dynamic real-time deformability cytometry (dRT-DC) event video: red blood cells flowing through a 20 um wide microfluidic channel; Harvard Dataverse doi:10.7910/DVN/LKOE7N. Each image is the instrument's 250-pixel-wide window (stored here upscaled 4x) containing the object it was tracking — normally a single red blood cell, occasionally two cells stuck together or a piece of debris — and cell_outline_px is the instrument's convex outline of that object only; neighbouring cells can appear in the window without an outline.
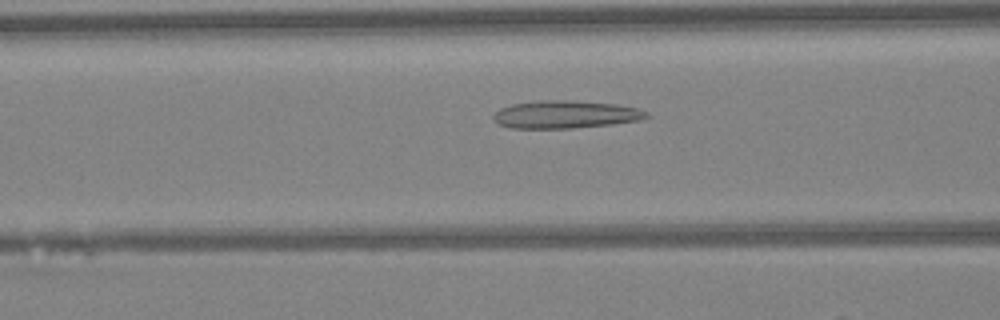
{"species": "Egyptian fruit bat (a non-hibernating species)", "species_latin": "Rousettus aegyptiacus", "temperature_condition": "warm", "stored_images_in_passage": 32, "camera_frame_rate_fps": 3000, "um_per_image_px": 0.085, "animal": {"sex": "female"}, "frame": {"image": 1, "passage_image": 12, "time_ms": 3.667, "image_size_px": [1000, 320], "cell_outline_px": [[652, 116], [640, 120], [612, 124], [572, 128], [508, 128], [492, 120], [492, 116], [500, 108], [512, 104], [540, 100], [568, 100], [616, 104], [640, 108], [648, 112]], "centroid_in_image_um": [48.08, 9.73], "position_along_channel_um": 118.5, "area_um2": 24.91}}
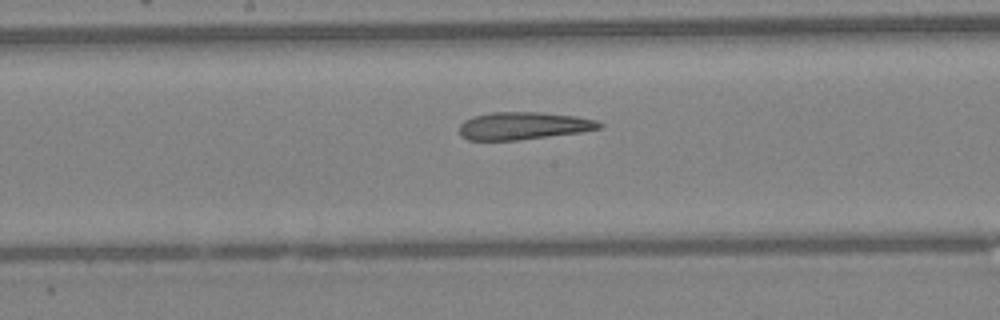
{"frame": {"image": 2, "passage_image": 18, "time_ms": 5.667, "image_size_px": [1000, 320], "cell_outline_px": [[604, 124], [600, 128], [580, 132], [520, 140], [468, 140], [460, 132], [460, 124], [464, 120], [472, 116], [492, 112], [536, 112], [576, 116], [596, 120]], "centroid_in_image_um": [44.49, 10.69], "position_along_channel_um": 203.7, "area_um2": 22.37}}
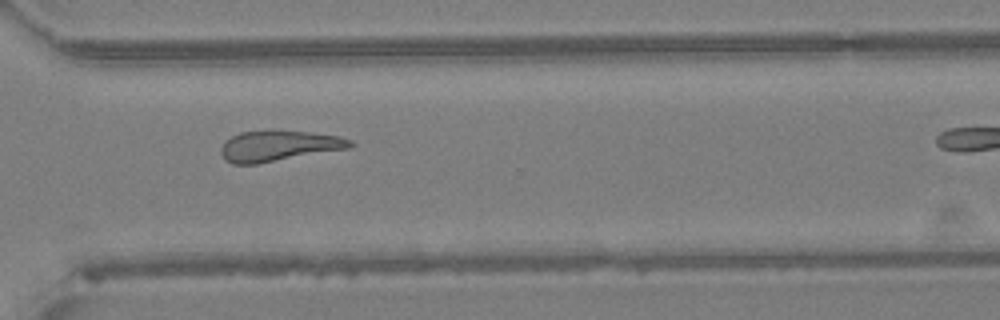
{"frame": {"image": 3, "passage_image": 28, "time_ms": 9.0, "image_size_px": [1000, 320], "cell_outline_px": [[356, 144], [348, 148], [256, 164], [232, 164], [224, 160], [220, 152], [220, 148], [224, 140], [240, 132], [308, 132], [340, 136], [352, 140]], "centroid_in_image_um": [23.66, 12.42], "position_along_channel_um": 346.9, "area_um2": 22.66}}